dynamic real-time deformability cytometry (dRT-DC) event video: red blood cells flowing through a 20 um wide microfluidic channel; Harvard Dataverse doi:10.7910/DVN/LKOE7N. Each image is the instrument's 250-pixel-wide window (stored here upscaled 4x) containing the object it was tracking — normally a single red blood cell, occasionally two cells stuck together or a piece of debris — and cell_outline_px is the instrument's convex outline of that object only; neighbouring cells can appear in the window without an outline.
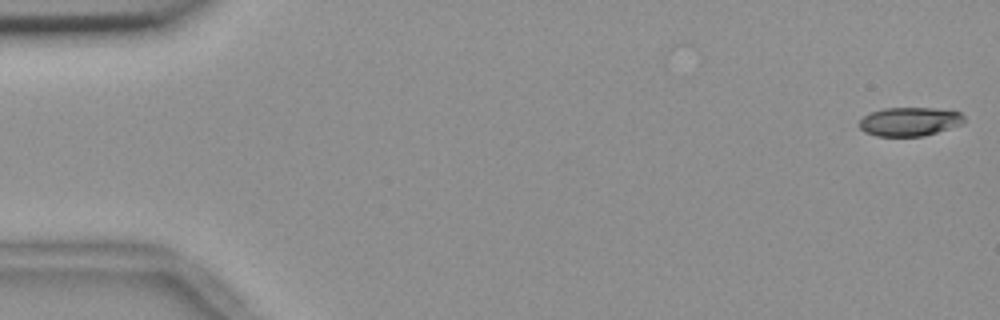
{"species": "common noctule bat (a hibernating species)", "species_latin": "Nyctalus noctula", "temperature_condition": "room temperature", "stored_images_in_passage": 55, "camera_frame_rate_fps": 3000, "um_per_image_px": 0.085, "animal": {"sex": "female", "body_mass_g": 18.4}, "frame": {"image": 1, "passage_image": 1, "time_ms": 0.0, "image_size_px": [1000, 320], "cell_outline_px": [[964, 124], [924, 136], [876, 136], [864, 132], [860, 128], [860, 120], [868, 112], [884, 108], [936, 108], [960, 112], [964, 116]], "centroid_in_image_um": [77.32, 10.33], "position_along_channel_um": 7.7, "area_um2": 17.74}}
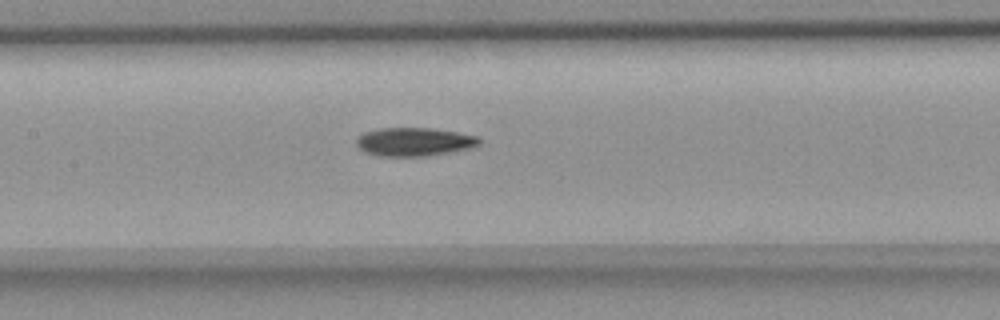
{"frame": {"image": 2, "passage_image": 26, "time_ms": 8.333, "image_size_px": [1000, 320], "cell_outline_px": [[480, 144], [472, 148], [428, 156], [380, 156], [364, 152], [356, 144], [356, 140], [364, 132], [380, 128], [432, 128], [480, 136]], "centroid_in_image_um": [35.24, 12.05], "position_along_channel_um": 172.2, "area_um2": 20.46}}
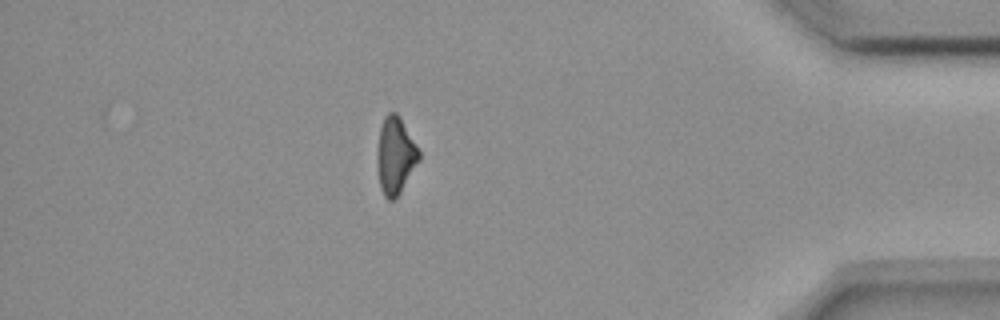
{"frame": {"image": 3, "passage_image": 48, "time_ms": 15.667, "image_size_px": [1000, 320], "cell_outline_px": [[420, 160], [400, 192], [392, 200], [388, 200], [384, 196], [380, 188], [376, 160], [376, 152], [380, 128], [384, 116], [388, 112], [396, 112], [400, 116], [420, 152]], "centroid_in_image_um": [33.58, 13.21], "position_along_channel_um": 401.6, "area_um2": 18.84}, "authors_computed_cell_mechanics": {"area_um2": 19.5942, "velocity_mm_per_s": 3.6902, "shape_relaxation_time_tau1_ms": 4.8742, "shape_relaxation_time_tau2_ms": null, "deformation_change_tau1": 0.1425, "deformation_change_tau2": null}}